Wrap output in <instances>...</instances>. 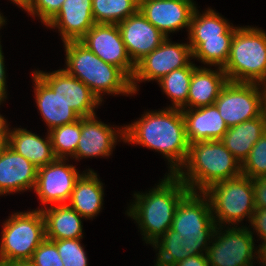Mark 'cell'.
Returning a JSON list of instances; mask_svg holds the SVG:
<instances>
[{"label":"cell","instance_id":"f546056e","mask_svg":"<svg viewBox=\"0 0 266 266\" xmlns=\"http://www.w3.org/2000/svg\"><path fill=\"white\" fill-rule=\"evenodd\" d=\"M233 35H221V38L204 39L193 51V58L204 65L223 68L229 58Z\"/></svg>","mask_w":266,"mask_h":266},{"label":"cell","instance_id":"ac0fdd59","mask_svg":"<svg viewBox=\"0 0 266 266\" xmlns=\"http://www.w3.org/2000/svg\"><path fill=\"white\" fill-rule=\"evenodd\" d=\"M94 24L92 0H65L45 26L58 29L61 40L66 42L79 41Z\"/></svg>","mask_w":266,"mask_h":266},{"label":"cell","instance_id":"ba28073f","mask_svg":"<svg viewBox=\"0 0 266 266\" xmlns=\"http://www.w3.org/2000/svg\"><path fill=\"white\" fill-rule=\"evenodd\" d=\"M0 262L31 260L45 239V220L41 210L15 212L2 223Z\"/></svg>","mask_w":266,"mask_h":266},{"label":"cell","instance_id":"4fadbf2b","mask_svg":"<svg viewBox=\"0 0 266 266\" xmlns=\"http://www.w3.org/2000/svg\"><path fill=\"white\" fill-rule=\"evenodd\" d=\"M79 41L105 63L120 68L132 79L136 65L127 52L117 24L95 23Z\"/></svg>","mask_w":266,"mask_h":266},{"label":"cell","instance_id":"b9f144b4","mask_svg":"<svg viewBox=\"0 0 266 266\" xmlns=\"http://www.w3.org/2000/svg\"><path fill=\"white\" fill-rule=\"evenodd\" d=\"M7 266H35L31 260H15L4 262Z\"/></svg>","mask_w":266,"mask_h":266},{"label":"cell","instance_id":"5b68a950","mask_svg":"<svg viewBox=\"0 0 266 266\" xmlns=\"http://www.w3.org/2000/svg\"><path fill=\"white\" fill-rule=\"evenodd\" d=\"M65 67L69 75L79 79L103 102L104 95H135L131 79L118 67L105 63L80 41L62 42Z\"/></svg>","mask_w":266,"mask_h":266},{"label":"cell","instance_id":"74e56055","mask_svg":"<svg viewBox=\"0 0 266 266\" xmlns=\"http://www.w3.org/2000/svg\"><path fill=\"white\" fill-rule=\"evenodd\" d=\"M4 55L2 51V45L0 44V101H6L7 98V83H6V69L4 63Z\"/></svg>","mask_w":266,"mask_h":266},{"label":"cell","instance_id":"603a6c76","mask_svg":"<svg viewBox=\"0 0 266 266\" xmlns=\"http://www.w3.org/2000/svg\"><path fill=\"white\" fill-rule=\"evenodd\" d=\"M104 184L92 169L85 172L76 181L69 202L71 208L76 210L82 217L92 219L97 216L103 207Z\"/></svg>","mask_w":266,"mask_h":266},{"label":"cell","instance_id":"484cf974","mask_svg":"<svg viewBox=\"0 0 266 266\" xmlns=\"http://www.w3.org/2000/svg\"><path fill=\"white\" fill-rule=\"evenodd\" d=\"M228 21L214 9L208 7L201 14L196 7L191 17L187 38L192 52L204 39L221 38V35H234L239 26L235 27Z\"/></svg>","mask_w":266,"mask_h":266},{"label":"cell","instance_id":"44dd1931","mask_svg":"<svg viewBox=\"0 0 266 266\" xmlns=\"http://www.w3.org/2000/svg\"><path fill=\"white\" fill-rule=\"evenodd\" d=\"M34 82L35 102L43 120L48 126V131L77 121L80 116L58 96L34 71H32Z\"/></svg>","mask_w":266,"mask_h":266},{"label":"cell","instance_id":"30bf717a","mask_svg":"<svg viewBox=\"0 0 266 266\" xmlns=\"http://www.w3.org/2000/svg\"><path fill=\"white\" fill-rule=\"evenodd\" d=\"M264 86L259 83L227 82L214 105L228 128L261 116Z\"/></svg>","mask_w":266,"mask_h":266},{"label":"cell","instance_id":"ee69618b","mask_svg":"<svg viewBox=\"0 0 266 266\" xmlns=\"http://www.w3.org/2000/svg\"><path fill=\"white\" fill-rule=\"evenodd\" d=\"M9 147V137H0V156Z\"/></svg>","mask_w":266,"mask_h":266},{"label":"cell","instance_id":"60d3db41","mask_svg":"<svg viewBox=\"0 0 266 266\" xmlns=\"http://www.w3.org/2000/svg\"><path fill=\"white\" fill-rule=\"evenodd\" d=\"M257 262L261 266H266V245L258 246ZM262 263V264H260Z\"/></svg>","mask_w":266,"mask_h":266},{"label":"cell","instance_id":"e575fe53","mask_svg":"<svg viewBox=\"0 0 266 266\" xmlns=\"http://www.w3.org/2000/svg\"><path fill=\"white\" fill-rule=\"evenodd\" d=\"M31 261L35 266H63L55 243L47 238L34 251Z\"/></svg>","mask_w":266,"mask_h":266},{"label":"cell","instance_id":"7dc6e473","mask_svg":"<svg viewBox=\"0 0 266 266\" xmlns=\"http://www.w3.org/2000/svg\"><path fill=\"white\" fill-rule=\"evenodd\" d=\"M0 266H7L4 262H0Z\"/></svg>","mask_w":266,"mask_h":266},{"label":"cell","instance_id":"5bb4252c","mask_svg":"<svg viewBox=\"0 0 266 266\" xmlns=\"http://www.w3.org/2000/svg\"><path fill=\"white\" fill-rule=\"evenodd\" d=\"M97 119L96 114L81 117V137L72 159L110 157L120 139L124 141V126L113 128Z\"/></svg>","mask_w":266,"mask_h":266},{"label":"cell","instance_id":"4dcf8cb0","mask_svg":"<svg viewBox=\"0 0 266 266\" xmlns=\"http://www.w3.org/2000/svg\"><path fill=\"white\" fill-rule=\"evenodd\" d=\"M54 154L57 158L69 159L76 153L81 137V117L72 123L48 131Z\"/></svg>","mask_w":266,"mask_h":266},{"label":"cell","instance_id":"f1b7e54d","mask_svg":"<svg viewBox=\"0 0 266 266\" xmlns=\"http://www.w3.org/2000/svg\"><path fill=\"white\" fill-rule=\"evenodd\" d=\"M138 10V0H92L95 23L118 24Z\"/></svg>","mask_w":266,"mask_h":266},{"label":"cell","instance_id":"d6a6232c","mask_svg":"<svg viewBox=\"0 0 266 266\" xmlns=\"http://www.w3.org/2000/svg\"><path fill=\"white\" fill-rule=\"evenodd\" d=\"M81 239L52 240L58 250L63 266H88V257Z\"/></svg>","mask_w":266,"mask_h":266},{"label":"cell","instance_id":"52a82bcc","mask_svg":"<svg viewBox=\"0 0 266 266\" xmlns=\"http://www.w3.org/2000/svg\"><path fill=\"white\" fill-rule=\"evenodd\" d=\"M203 193L208 197L213 220L217 226H239L244 218H248L250 223L256 210L253 179L241 174L217 182Z\"/></svg>","mask_w":266,"mask_h":266},{"label":"cell","instance_id":"e0dca14e","mask_svg":"<svg viewBox=\"0 0 266 266\" xmlns=\"http://www.w3.org/2000/svg\"><path fill=\"white\" fill-rule=\"evenodd\" d=\"M127 52L136 65L167 38L138 10L117 24Z\"/></svg>","mask_w":266,"mask_h":266},{"label":"cell","instance_id":"f6af8a7d","mask_svg":"<svg viewBox=\"0 0 266 266\" xmlns=\"http://www.w3.org/2000/svg\"><path fill=\"white\" fill-rule=\"evenodd\" d=\"M13 4L19 6V8L23 7L28 0H10Z\"/></svg>","mask_w":266,"mask_h":266},{"label":"cell","instance_id":"6da1fadb","mask_svg":"<svg viewBox=\"0 0 266 266\" xmlns=\"http://www.w3.org/2000/svg\"><path fill=\"white\" fill-rule=\"evenodd\" d=\"M208 197L189 191L178 204L172 226L152 244L156 266H173L191 255L206 254L216 229Z\"/></svg>","mask_w":266,"mask_h":266},{"label":"cell","instance_id":"7c38bea8","mask_svg":"<svg viewBox=\"0 0 266 266\" xmlns=\"http://www.w3.org/2000/svg\"><path fill=\"white\" fill-rule=\"evenodd\" d=\"M66 160L68 159L57 158L52 163L38 168L34 192L44 208L47 205L67 204L76 181L85 172L81 173Z\"/></svg>","mask_w":266,"mask_h":266},{"label":"cell","instance_id":"8992f818","mask_svg":"<svg viewBox=\"0 0 266 266\" xmlns=\"http://www.w3.org/2000/svg\"><path fill=\"white\" fill-rule=\"evenodd\" d=\"M222 69L231 82L266 85V31L249 25L239 26Z\"/></svg>","mask_w":266,"mask_h":266},{"label":"cell","instance_id":"9c48e42d","mask_svg":"<svg viewBox=\"0 0 266 266\" xmlns=\"http://www.w3.org/2000/svg\"><path fill=\"white\" fill-rule=\"evenodd\" d=\"M254 239L249 226H216L206 253L209 266H254L258 263Z\"/></svg>","mask_w":266,"mask_h":266},{"label":"cell","instance_id":"7402d4cb","mask_svg":"<svg viewBox=\"0 0 266 266\" xmlns=\"http://www.w3.org/2000/svg\"><path fill=\"white\" fill-rule=\"evenodd\" d=\"M197 66L190 80L187 109L213 105L221 90L229 81L221 67Z\"/></svg>","mask_w":266,"mask_h":266},{"label":"cell","instance_id":"9a60e30c","mask_svg":"<svg viewBox=\"0 0 266 266\" xmlns=\"http://www.w3.org/2000/svg\"><path fill=\"white\" fill-rule=\"evenodd\" d=\"M34 72L80 116L95 115L102 105L98 97L79 79L69 75L63 68L49 73Z\"/></svg>","mask_w":266,"mask_h":266},{"label":"cell","instance_id":"277c9868","mask_svg":"<svg viewBox=\"0 0 266 266\" xmlns=\"http://www.w3.org/2000/svg\"><path fill=\"white\" fill-rule=\"evenodd\" d=\"M241 174V163L221 140L190 144L186 161L175 173L194 192H203L217 182Z\"/></svg>","mask_w":266,"mask_h":266},{"label":"cell","instance_id":"bcb514c9","mask_svg":"<svg viewBox=\"0 0 266 266\" xmlns=\"http://www.w3.org/2000/svg\"><path fill=\"white\" fill-rule=\"evenodd\" d=\"M7 21H6V18L2 15V13L0 12V30H1V28L5 25V24H7L6 23Z\"/></svg>","mask_w":266,"mask_h":266},{"label":"cell","instance_id":"4316f807","mask_svg":"<svg viewBox=\"0 0 266 266\" xmlns=\"http://www.w3.org/2000/svg\"><path fill=\"white\" fill-rule=\"evenodd\" d=\"M266 132L264 119L261 116L230 127L221 141L224 146L242 164L248 157L254 144Z\"/></svg>","mask_w":266,"mask_h":266},{"label":"cell","instance_id":"ab89813d","mask_svg":"<svg viewBox=\"0 0 266 266\" xmlns=\"http://www.w3.org/2000/svg\"><path fill=\"white\" fill-rule=\"evenodd\" d=\"M4 103V101H0V105ZM7 120L5 119V117H3V115L0 113V137H9V132L10 129L8 126L9 124H7Z\"/></svg>","mask_w":266,"mask_h":266},{"label":"cell","instance_id":"8fae6325","mask_svg":"<svg viewBox=\"0 0 266 266\" xmlns=\"http://www.w3.org/2000/svg\"><path fill=\"white\" fill-rule=\"evenodd\" d=\"M192 58L193 52L188 43H174L169 37L166 38L160 46L136 64L131 79L134 94L140 90L139 82H158L171 71L187 67Z\"/></svg>","mask_w":266,"mask_h":266},{"label":"cell","instance_id":"83f0119b","mask_svg":"<svg viewBox=\"0 0 266 266\" xmlns=\"http://www.w3.org/2000/svg\"><path fill=\"white\" fill-rule=\"evenodd\" d=\"M196 67L192 61L187 67L175 69L158 81L164 94L172 102L169 108L187 109L190 80Z\"/></svg>","mask_w":266,"mask_h":266},{"label":"cell","instance_id":"f35d334b","mask_svg":"<svg viewBox=\"0 0 266 266\" xmlns=\"http://www.w3.org/2000/svg\"><path fill=\"white\" fill-rule=\"evenodd\" d=\"M173 266H209L206 254L191 255Z\"/></svg>","mask_w":266,"mask_h":266},{"label":"cell","instance_id":"2e32d148","mask_svg":"<svg viewBox=\"0 0 266 266\" xmlns=\"http://www.w3.org/2000/svg\"><path fill=\"white\" fill-rule=\"evenodd\" d=\"M197 4L194 0L139 1V10L164 36L190 27Z\"/></svg>","mask_w":266,"mask_h":266},{"label":"cell","instance_id":"d590c367","mask_svg":"<svg viewBox=\"0 0 266 266\" xmlns=\"http://www.w3.org/2000/svg\"><path fill=\"white\" fill-rule=\"evenodd\" d=\"M251 228L249 230L252 235L256 234L259 236V240L261 238L262 243L258 246L266 245V209H256L252 215L251 221ZM253 230V231H252Z\"/></svg>","mask_w":266,"mask_h":266},{"label":"cell","instance_id":"cb8c5ba5","mask_svg":"<svg viewBox=\"0 0 266 266\" xmlns=\"http://www.w3.org/2000/svg\"><path fill=\"white\" fill-rule=\"evenodd\" d=\"M45 220V238L50 240L83 238L82 217L68 204L37 208Z\"/></svg>","mask_w":266,"mask_h":266},{"label":"cell","instance_id":"3957f363","mask_svg":"<svg viewBox=\"0 0 266 266\" xmlns=\"http://www.w3.org/2000/svg\"><path fill=\"white\" fill-rule=\"evenodd\" d=\"M157 184L145 193L135 191L125 213L135 220L143 241L150 245L171 228L178 204L190 191L175 174L167 172Z\"/></svg>","mask_w":266,"mask_h":266},{"label":"cell","instance_id":"7bdbcfd3","mask_svg":"<svg viewBox=\"0 0 266 266\" xmlns=\"http://www.w3.org/2000/svg\"><path fill=\"white\" fill-rule=\"evenodd\" d=\"M261 115L264 119V124L266 126V85L264 86L263 89V94H262V109H261Z\"/></svg>","mask_w":266,"mask_h":266},{"label":"cell","instance_id":"d4e9b609","mask_svg":"<svg viewBox=\"0 0 266 266\" xmlns=\"http://www.w3.org/2000/svg\"><path fill=\"white\" fill-rule=\"evenodd\" d=\"M46 135L42 138L27 129L13 128L9 132V147L37 168L46 166L57 159L48 131Z\"/></svg>","mask_w":266,"mask_h":266},{"label":"cell","instance_id":"d6986e66","mask_svg":"<svg viewBox=\"0 0 266 266\" xmlns=\"http://www.w3.org/2000/svg\"><path fill=\"white\" fill-rule=\"evenodd\" d=\"M38 168L8 147L0 156V196L34 190Z\"/></svg>","mask_w":266,"mask_h":266},{"label":"cell","instance_id":"836d02e7","mask_svg":"<svg viewBox=\"0 0 266 266\" xmlns=\"http://www.w3.org/2000/svg\"><path fill=\"white\" fill-rule=\"evenodd\" d=\"M65 0H28L22 7L28 15L39 17L41 23L47 24L60 10Z\"/></svg>","mask_w":266,"mask_h":266},{"label":"cell","instance_id":"ffe728a7","mask_svg":"<svg viewBox=\"0 0 266 266\" xmlns=\"http://www.w3.org/2000/svg\"><path fill=\"white\" fill-rule=\"evenodd\" d=\"M186 136L189 144L199 141L221 140L229 129L213 104L210 106L182 109Z\"/></svg>","mask_w":266,"mask_h":266},{"label":"cell","instance_id":"8d00e7d4","mask_svg":"<svg viewBox=\"0 0 266 266\" xmlns=\"http://www.w3.org/2000/svg\"><path fill=\"white\" fill-rule=\"evenodd\" d=\"M253 190L256 209H266V177L253 179Z\"/></svg>","mask_w":266,"mask_h":266},{"label":"cell","instance_id":"7a4b0ae2","mask_svg":"<svg viewBox=\"0 0 266 266\" xmlns=\"http://www.w3.org/2000/svg\"><path fill=\"white\" fill-rule=\"evenodd\" d=\"M123 142L160 152L168 162V174H175L184 164L190 145L181 109L169 107L146 111L125 125Z\"/></svg>","mask_w":266,"mask_h":266},{"label":"cell","instance_id":"1f68e13d","mask_svg":"<svg viewBox=\"0 0 266 266\" xmlns=\"http://www.w3.org/2000/svg\"><path fill=\"white\" fill-rule=\"evenodd\" d=\"M241 172L251 179L266 177V132L254 144L248 157L241 164Z\"/></svg>","mask_w":266,"mask_h":266}]
</instances>
